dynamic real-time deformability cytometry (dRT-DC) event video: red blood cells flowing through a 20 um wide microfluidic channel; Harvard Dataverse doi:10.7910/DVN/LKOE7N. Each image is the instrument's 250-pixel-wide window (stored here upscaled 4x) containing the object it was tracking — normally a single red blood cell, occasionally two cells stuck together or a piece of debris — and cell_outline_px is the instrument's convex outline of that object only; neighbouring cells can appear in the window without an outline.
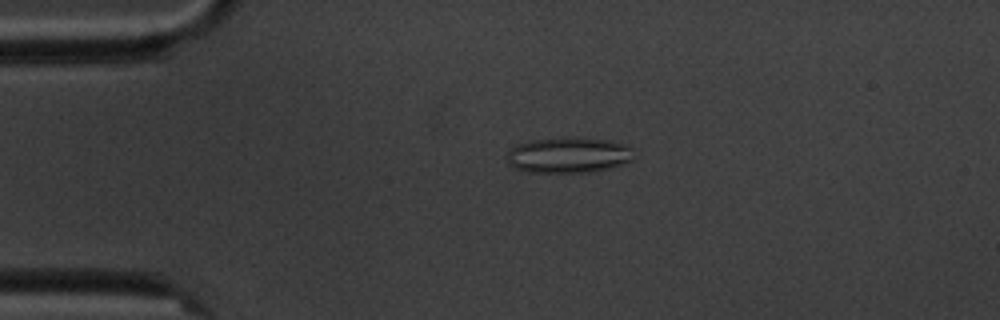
{"species": "common noctule bat (a hibernating species)", "species_latin": "Nyctalus noctula", "temperature_condition": "cold", "stored_images_in_passage": 4, "camera_frame_rate_fps": 3000, "um_per_image_px": 0.085, "animal": {"sex": "male", "body_mass_g": 20.1, "forearm_length_mm": 53.5}, "frame": {"image": 1, "passage_image": 3, "time_ms": 2.0, "image_size_px": [1000, 320], "cell_outline_px": [[636, 156], [632, 160], [608, 168], [588, 172], [528, 172], [516, 168], [508, 164], [508, 152], [516, 144], [532, 140], [572, 136], [612, 140], [632, 148]], "centroid_in_image_um": [48.35, 13.16], "position_along_channel_um": 36.7, "area_um2": 26.53}}